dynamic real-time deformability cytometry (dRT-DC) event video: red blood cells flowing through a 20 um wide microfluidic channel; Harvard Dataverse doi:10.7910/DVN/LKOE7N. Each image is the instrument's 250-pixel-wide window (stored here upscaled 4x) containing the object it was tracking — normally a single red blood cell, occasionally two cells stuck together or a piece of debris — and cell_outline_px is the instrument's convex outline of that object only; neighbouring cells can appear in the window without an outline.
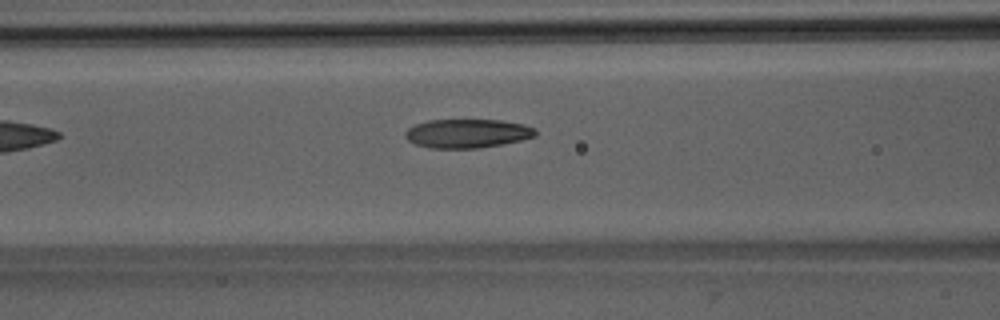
{"species": "Egyptian fruit bat (a non-hibernating species)", "species_latin": "Rousettus aegyptiacus", "temperature_condition": "room temperature", "stored_images_in_passage": 6, "camera_frame_rate_fps": 3000, "um_per_image_px": 0.085, "animal": {"sex": "male"}, "frame": {"image": 1, "passage_image": 6, "time_ms": 6.0, "image_size_px": [1000, 320], "cell_outline_px": [[536, 136], [504, 144], [480, 148], [428, 148], [416, 144], [408, 140], [404, 136], [404, 132], [408, 128], [416, 124], [428, 120], [500, 120], [524, 124], [536, 128]], "centroid_in_image_um": [39.72, 11.34], "position_along_channel_um": 126.9, "area_um2": 22.02}}